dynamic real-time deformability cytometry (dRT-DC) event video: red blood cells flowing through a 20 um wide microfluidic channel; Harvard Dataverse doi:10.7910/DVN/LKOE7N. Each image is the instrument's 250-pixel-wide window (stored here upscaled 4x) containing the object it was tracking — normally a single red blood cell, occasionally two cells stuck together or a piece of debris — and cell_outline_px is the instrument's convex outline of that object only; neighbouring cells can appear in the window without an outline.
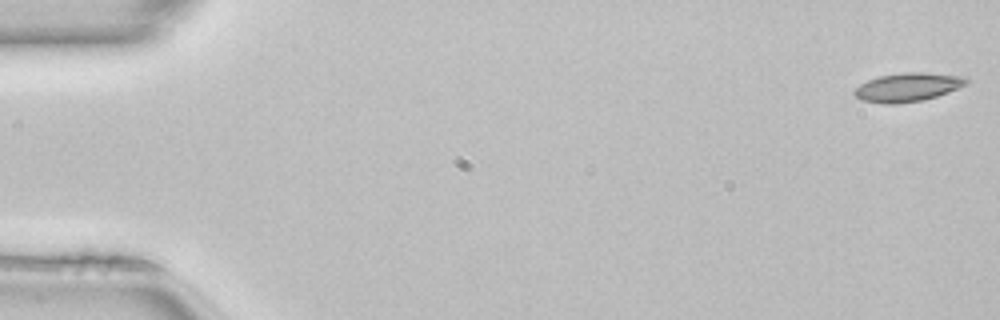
{"species": "common noctule bat (a hibernating species)", "species_latin": "Nyctalus noctula", "temperature_condition": "room temperature", "stored_images_in_passage": 50, "camera_frame_rate_fps": 3000, "um_per_image_px": 0.085, "animal": {"sex": "female", "body_mass_g": 22.7, "forearm_length_mm": 54.2}, "frame": {"image": 1, "passage_image": 1, "time_ms": 0.0, "image_size_px": [1000, 320], "cell_outline_px": [[968, 84], [948, 92], [936, 96], [920, 100], [896, 104], [884, 104], [860, 100], [852, 92], [860, 84], [868, 80], [880, 76], [904, 72], [920, 72], [968, 76]], "centroid_in_image_um": [77.17, 7.4], "position_along_channel_um": 7.8, "area_um2": 18.73}}
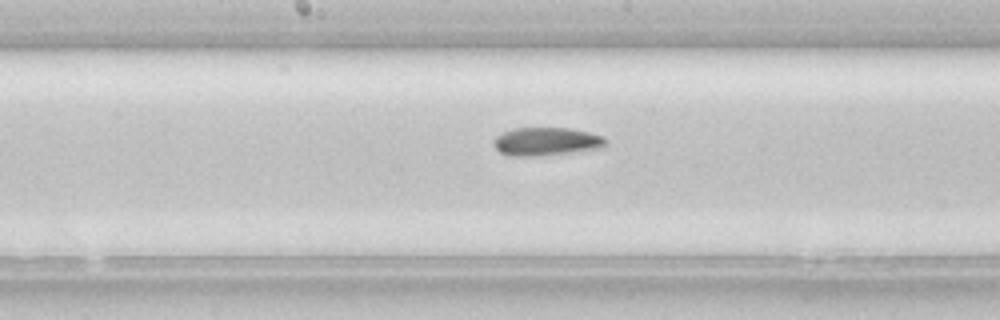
{"frame": {"image": 2, "passage_image": 26, "time_ms": 8.333, "image_size_px": [1000, 320], "cell_outline_px": [[604, 148], [536, 156], [508, 156], [500, 152], [492, 144], [492, 140], [496, 136], [504, 132], [516, 128], [568, 128], [588, 132], [604, 136]], "centroid_in_image_um": [46.39, 12.03], "position_along_channel_um": 201.8, "area_um2": 18.32}}
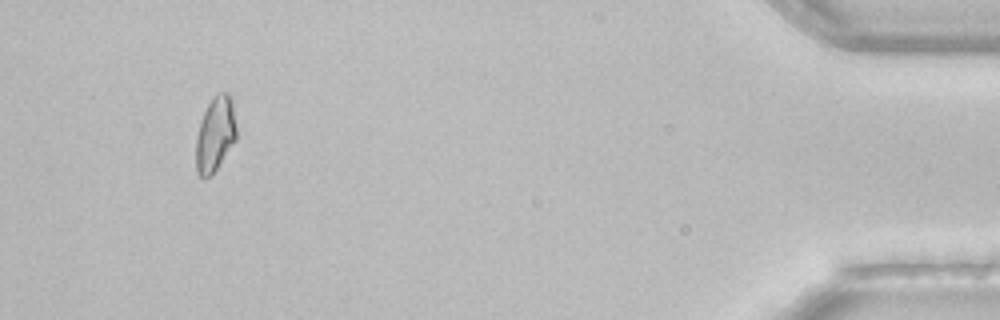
{"frame": {"image": 3, "passage_image": 47, "time_ms": 15.333, "image_size_px": [1000, 320], "cell_outline_px": [[236, 140], [212, 176], [204, 180], [196, 172], [196, 136], [204, 112], [208, 104], [220, 92], [228, 92], [232, 100], [236, 128]], "centroid_in_image_um": [18.29, 11.47], "position_along_channel_um": 416.9, "area_um2": 17.69}, "authors_computed_cell_mechanics": {"area_um2": 18.0625, "velocity_mm_per_s": 4.1114, "shape_relaxation_time_tau1_ms": null, "shape_relaxation_time_tau2_ms": 11.2654, "deformation_change_tau1": null, "deformation_change_tau2": 0.1852}}